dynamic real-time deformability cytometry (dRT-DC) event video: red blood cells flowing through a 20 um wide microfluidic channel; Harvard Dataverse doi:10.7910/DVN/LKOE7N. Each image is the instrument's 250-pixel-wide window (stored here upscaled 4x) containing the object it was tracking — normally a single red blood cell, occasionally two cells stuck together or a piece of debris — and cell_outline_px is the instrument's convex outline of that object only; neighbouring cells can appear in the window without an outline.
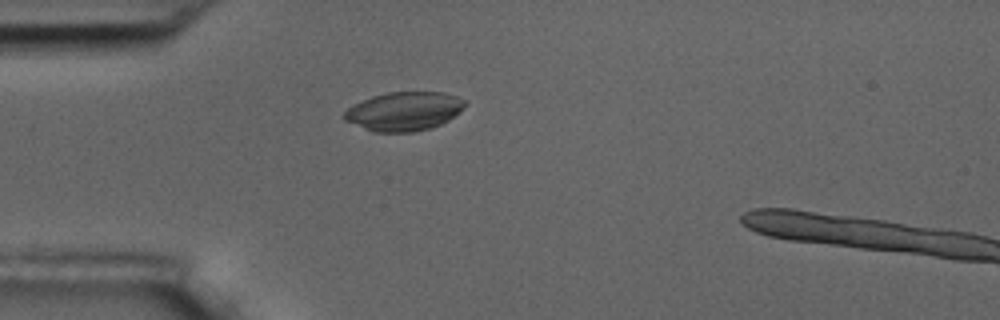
{"species": "common noctule bat (a hibernating species)", "species_latin": "Nyctalus noctula", "temperature_condition": "room temperature", "stored_images_in_passage": 1, "camera_frame_rate_fps": 3000, "um_per_image_px": 0.085, "animal": {"sex": "male", "body_mass_g": 17.5, "forearm_length_mm": 52.3}, "frame": {"image": 1, "passage_image": 1, "time_ms": 0.0, "image_size_px": [1000, 320], "cell_outline_px": [[468, 104], [460, 112], [448, 120], [440, 124], [428, 128], [412, 132], [372, 132], [344, 120], [344, 112], [352, 104], [372, 96], [388, 92], [444, 92], [468, 100]], "centroid_in_image_um": [34.36, 9.45], "position_along_channel_um": 50.6, "area_um2": 27.51}}